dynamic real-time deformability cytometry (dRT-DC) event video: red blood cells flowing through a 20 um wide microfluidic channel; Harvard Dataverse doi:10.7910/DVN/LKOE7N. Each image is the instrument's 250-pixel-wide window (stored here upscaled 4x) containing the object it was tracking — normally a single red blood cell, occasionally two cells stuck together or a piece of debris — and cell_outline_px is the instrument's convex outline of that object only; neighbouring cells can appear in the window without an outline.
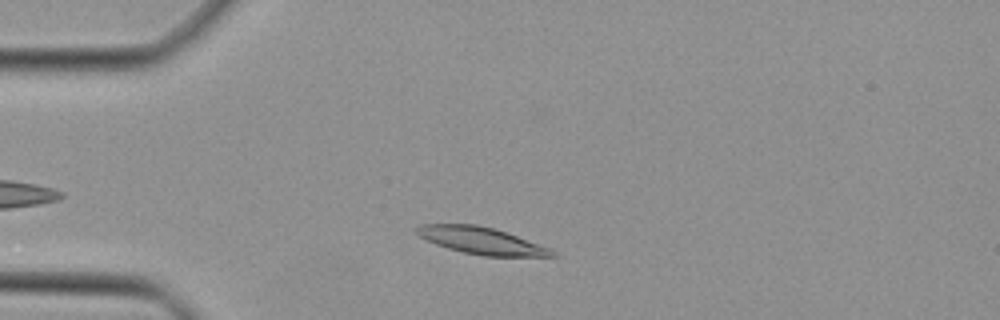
{"species": "Egyptian fruit bat (a non-hibernating species)", "species_latin": "Rousettus aegyptiacus", "temperature_condition": "cold", "stored_images_in_passage": 40, "camera_frame_rate_fps": 3000, "um_per_image_px": 0.085, "animal": {"sex": "female"}, "frame": {"image": 1, "passage_image": 5, "time_ms": 1.333, "image_size_px": [1000, 320], "cell_outline_px": [[556, 256], [484, 256], [464, 252], [448, 248], [436, 244], [412, 232], [412, 228], [420, 224], [476, 224], [492, 228], [516, 236], [548, 248], [556, 252]], "centroid_in_image_um": [40.81, 20.44], "position_along_channel_um": 44.2, "area_um2": 20.92}}
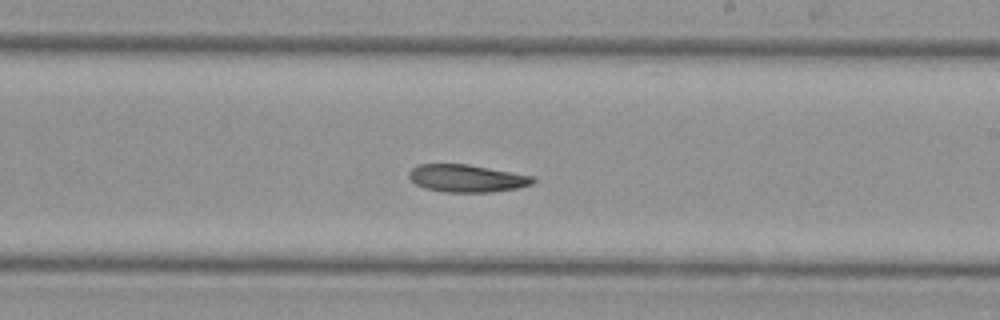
{"frame": {"image": 2, "passage_image": 21, "time_ms": 6.667, "image_size_px": [1000, 320], "cell_outline_px": [[536, 180], [532, 184], [516, 188], [492, 192], [444, 192], [424, 188], [416, 184], [408, 176], [408, 172], [412, 168], [420, 164], [468, 164], [532, 176]], "centroid_in_image_um": [39.65, 15.16], "position_along_channel_um": 249.4, "area_um2": 19.77}}
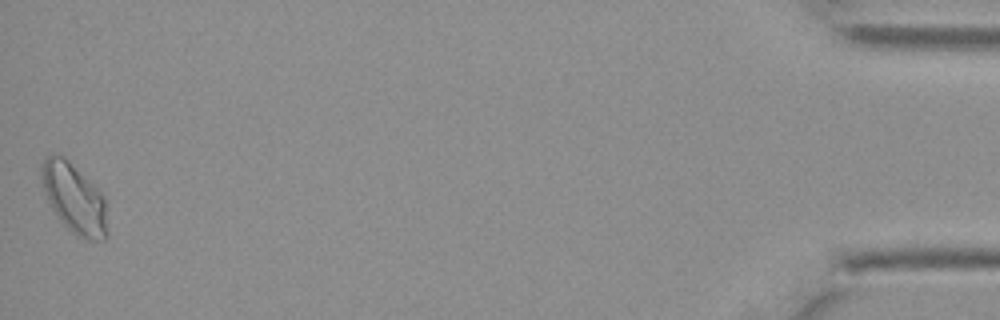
{"frame": {"image": 3, "passage_image": 40, "time_ms": 13.0, "image_size_px": [1000, 320], "cell_outline_px": [[108, 232], [104, 240], [88, 240], [76, 236], [60, 220], [52, 208], [48, 200], [44, 188], [44, 160], [52, 152], [64, 156], [104, 196]], "centroid_in_image_um": [6.36, 16.91], "position_along_channel_um": 428.8, "area_um2": 26.01}}